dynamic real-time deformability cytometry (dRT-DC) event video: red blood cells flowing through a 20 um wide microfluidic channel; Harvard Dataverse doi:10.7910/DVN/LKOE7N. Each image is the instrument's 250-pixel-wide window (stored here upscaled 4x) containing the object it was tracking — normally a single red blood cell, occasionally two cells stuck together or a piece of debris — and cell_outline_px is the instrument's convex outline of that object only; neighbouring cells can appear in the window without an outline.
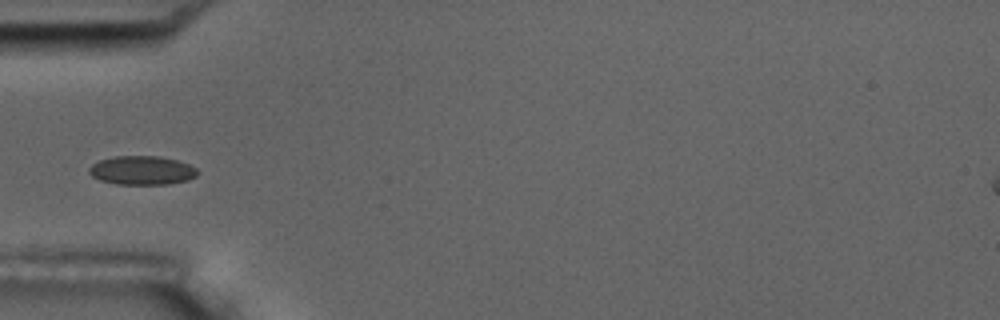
{"species": "common noctule bat (a hibernating species)", "species_latin": "Nyctalus noctula", "temperature_condition": "room temperature", "stored_images_in_passage": 8, "camera_frame_rate_fps": 3000, "um_per_image_px": 0.085, "animal": {"sex": "male", "body_mass_g": 17.5, "forearm_length_mm": 52.3}, "frame": {"image": 1, "passage_image": 4, "time_ms": 3.667, "image_size_px": [1000, 320], "cell_outline_px": [[196, 176], [188, 180], [168, 184], [116, 184], [100, 180], [92, 176], [88, 172], [88, 168], [92, 164], [100, 160], [116, 156], [160, 156], [176, 160], [188, 164], [196, 168]], "centroid_in_image_um": [12.04, 14.48], "position_along_channel_um": 73.0, "area_um2": 18.15}}
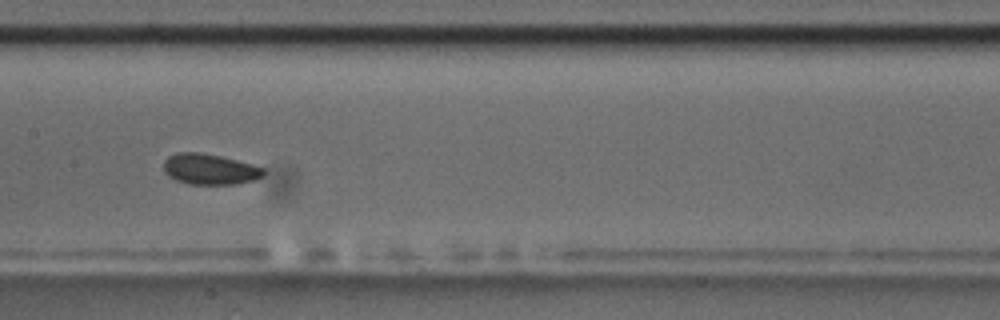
{"frame": {"image": 2, "passage_image": 7, "time_ms": 7.0, "image_size_px": [1000, 320], "cell_outline_px": [[264, 176], [256, 180], [236, 184], [188, 184], [176, 180], [168, 176], [164, 172], [164, 160], [168, 156], [176, 152], [200, 152], [220, 156], [252, 164], [264, 168]], "centroid_in_image_um": [17.82, 14.38], "position_along_channel_um": 189.6, "area_um2": 18.03}}
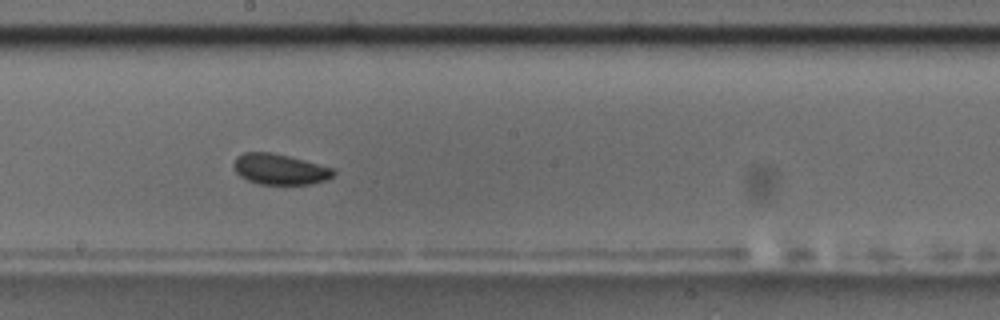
{"frame": {"image": 3, "passage_image": 8, "time_ms": 8.0, "image_size_px": [1000, 320], "cell_outline_px": [[336, 172], [328, 180], [308, 184], [260, 184], [248, 180], [240, 176], [236, 172], [232, 164], [236, 156], [244, 152], [268, 152], [288, 156], [304, 160], [332, 168]], "centroid_in_image_um": [23.75, 14.38], "position_along_channel_um": 224.4, "area_um2": 17.74}}